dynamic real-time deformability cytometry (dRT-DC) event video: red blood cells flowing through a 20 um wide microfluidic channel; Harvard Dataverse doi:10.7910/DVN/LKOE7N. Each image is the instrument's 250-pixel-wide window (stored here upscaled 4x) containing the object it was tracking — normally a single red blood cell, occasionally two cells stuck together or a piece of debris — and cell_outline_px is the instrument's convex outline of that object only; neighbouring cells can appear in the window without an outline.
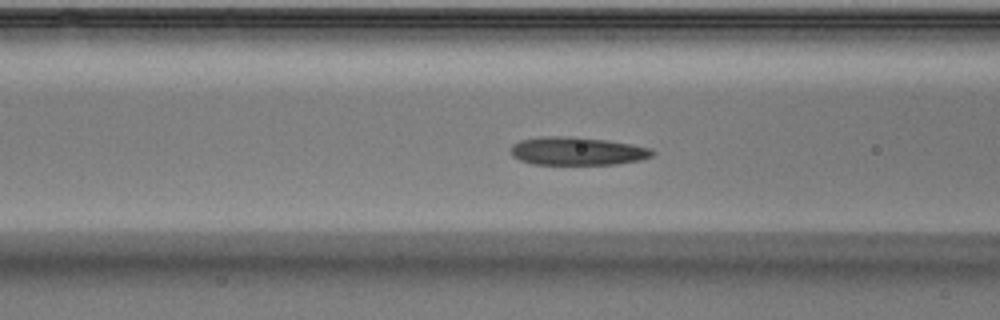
{"species": "Egyptian fruit bat (a non-hibernating species)", "species_latin": "Rousettus aegyptiacus", "temperature_condition": "warm", "stored_images_in_passage": 40, "camera_frame_rate_fps": 3000, "um_per_image_px": 0.085, "animal": {"sex": "male"}, "frame": {"image": 1, "passage_image": 10, "time_ms": 3.0, "image_size_px": [1000, 320], "cell_outline_px": [[656, 152], [652, 156], [640, 160], [616, 164], [532, 164], [520, 160], [512, 156], [508, 152], [512, 144], [520, 140], [540, 136], [564, 136], [604, 140], [632, 144], [652, 148]], "centroid_in_image_um": [49.03, 12.84], "position_along_channel_um": 117.6, "area_um2": 23.35}}
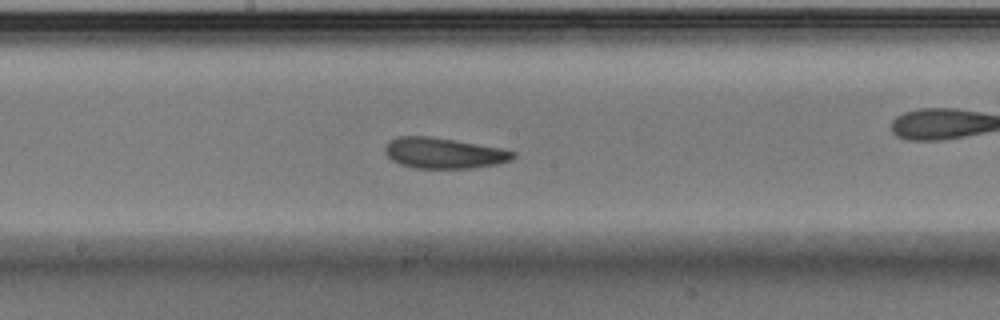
{"frame": {"image": 2, "passage_image": 17, "time_ms": 5.333, "image_size_px": [1000, 320], "cell_outline_px": [[516, 156], [512, 160], [500, 164], [472, 168], [412, 168], [400, 164], [392, 160], [384, 152], [384, 148], [388, 140], [396, 136], [432, 136], [500, 148], [516, 152]], "centroid_in_image_um": [37.71, 13.01], "position_along_channel_um": 210.5, "area_um2": 23.18}}
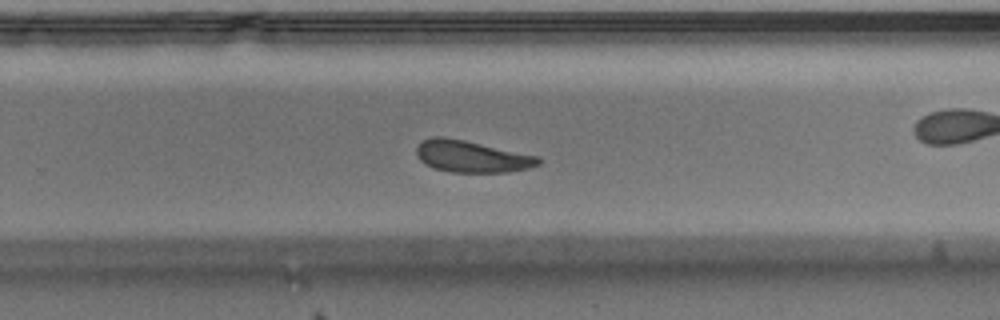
{"frame": {"image": 3, "passage_image": 23, "time_ms": 7.333, "image_size_px": [1000, 320], "cell_outline_px": [[540, 164], [532, 168], [508, 172], [452, 172], [436, 168], [424, 164], [420, 160], [416, 152], [416, 148], [420, 140], [432, 136], [444, 136], [464, 140], [540, 156]], "centroid_in_image_um": [40.1, 13.29], "position_along_channel_um": 289.7, "area_um2": 22.77}}